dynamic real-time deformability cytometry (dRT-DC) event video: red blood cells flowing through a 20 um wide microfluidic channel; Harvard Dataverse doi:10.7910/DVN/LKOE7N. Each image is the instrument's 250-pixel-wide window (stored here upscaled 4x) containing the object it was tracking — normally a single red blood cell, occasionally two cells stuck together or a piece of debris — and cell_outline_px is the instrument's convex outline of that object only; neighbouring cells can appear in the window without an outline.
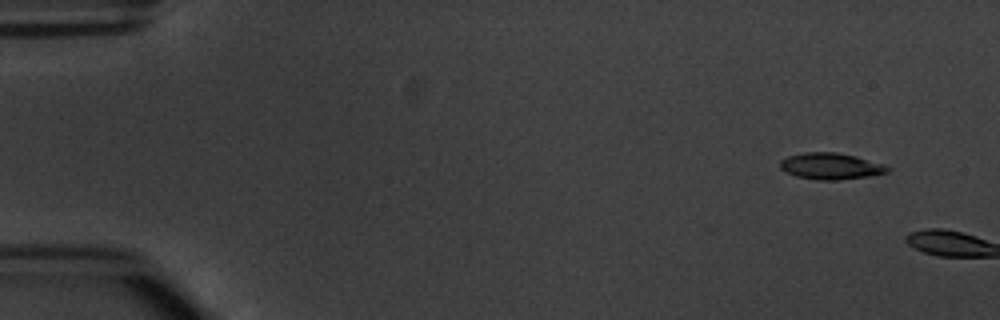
{"species": "common noctule bat (a hibernating species)", "species_latin": "Nyctalus noctula", "temperature_condition": "warm", "stored_images_in_passage": 2, "camera_frame_rate_fps": 3000, "um_per_image_px": 0.085, "animal": {"sex": "male", "body_mass_g": 20.1, "forearm_length_mm": 53.5}, "frame": {"image": 1, "passage_image": 1, "time_ms": 0.0, "image_size_px": [1000, 320], "cell_outline_px": [[892, 168], [888, 172], [868, 176], [836, 180], [816, 180], [796, 176], [784, 172], [780, 168], [780, 160], [788, 156], [804, 152], [836, 152], [856, 156], [884, 164]], "centroid_in_image_um": [70.6, 14.12], "position_along_channel_um": 14.4, "area_um2": 16.65}}